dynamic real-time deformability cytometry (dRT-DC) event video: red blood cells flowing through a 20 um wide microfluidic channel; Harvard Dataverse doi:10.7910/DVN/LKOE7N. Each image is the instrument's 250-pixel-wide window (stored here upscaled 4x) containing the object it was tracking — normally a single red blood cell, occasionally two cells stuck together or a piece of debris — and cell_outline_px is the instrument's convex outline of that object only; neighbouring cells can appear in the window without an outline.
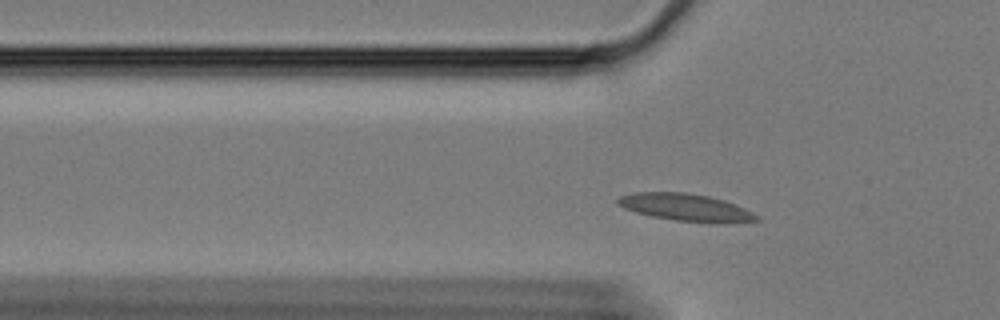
{"species": "Egyptian fruit bat (a non-hibernating species)", "species_latin": "Rousettus aegyptiacus", "temperature_condition": "cold", "stored_images_in_passage": 52, "camera_frame_rate_fps": 3000, "um_per_image_px": 0.085, "animal": {"sex": "female"}, "frame": {"image": 1, "passage_image": 10, "time_ms": 3.0, "image_size_px": [1000, 320], "cell_outline_px": [[760, 220], [732, 224], [716, 224], [676, 220], [652, 216], [636, 212], [624, 208], [616, 204], [616, 200], [620, 196], [636, 192], [684, 192], [708, 196], [724, 200], [744, 208], [760, 216]], "centroid_in_image_um": [58.35, 17.65], "position_along_channel_um": 67.5, "area_um2": 22.37}}
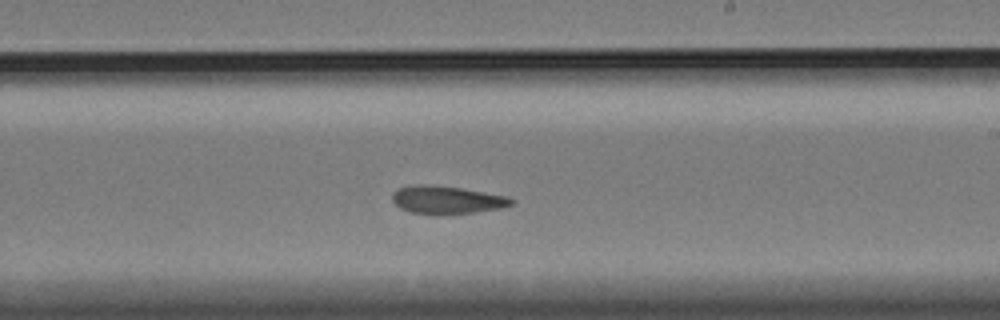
{"frame": {"image": 2, "passage_image": 27, "time_ms": 8.667, "image_size_px": [1000, 320], "cell_outline_px": [[516, 200], [512, 204], [504, 208], [476, 212], [440, 216], [432, 216], [408, 212], [400, 208], [392, 200], [392, 192], [400, 188], [416, 184], [424, 184], [460, 188], [508, 196]], "centroid_in_image_um": [37.98, 17.02], "position_along_channel_um": 251.0, "area_um2": 19.88}}
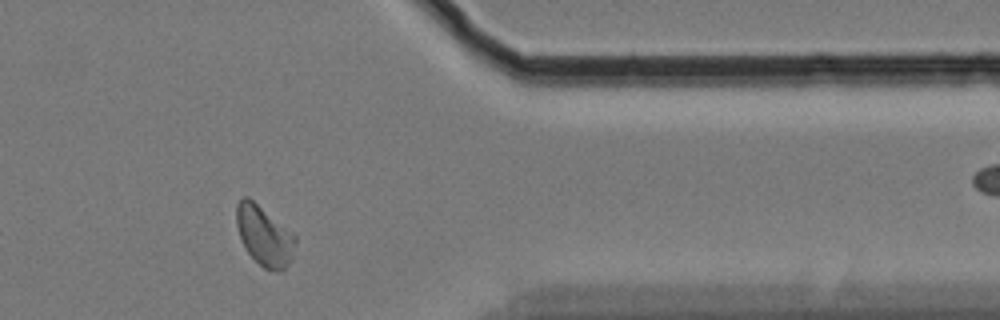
{"frame": {"image": 3, "passage_image": 41, "time_ms": 13.333, "image_size_px": [1000, 320], "cell_outline_px": [[296, 244], [292, 260], [284, 268], [272, 272], [264, 268], [248, 252], [240, 236], [236, 224], [236, 204], [244, 196], [248, 196], [296, 236]], "centroid_in_image_um": [22.47, 20.04], "position_along_channel_um": 388.9, "area_um2": 20.23}, "authors_computed_cell_mechanics": {"area_um2": 19.8254, "velocity_mm_per_s": 3.258, "shape_relaxation_time_tau1_ms": null, "shape_relaxation_time_tau2_ms": 4.8987, "deformation_change_tau1": null, "deformation_change_tau2": 0.098}}